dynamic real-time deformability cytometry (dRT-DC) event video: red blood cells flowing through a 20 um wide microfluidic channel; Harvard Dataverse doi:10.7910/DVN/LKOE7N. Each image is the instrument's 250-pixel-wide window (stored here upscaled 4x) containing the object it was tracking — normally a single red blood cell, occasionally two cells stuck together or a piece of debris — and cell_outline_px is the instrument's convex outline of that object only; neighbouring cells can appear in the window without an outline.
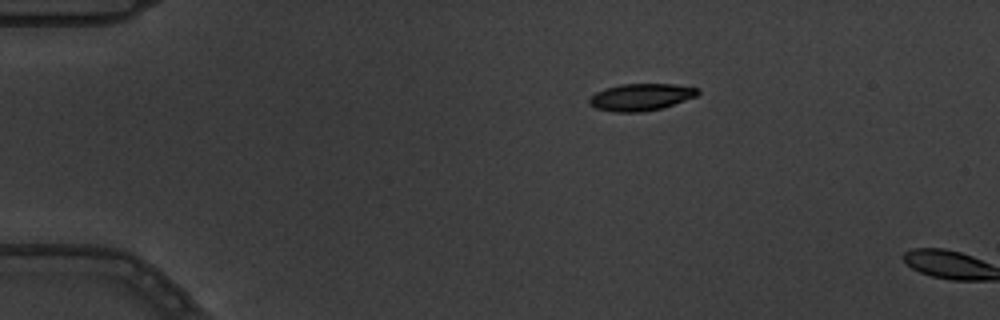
{"species": "common noctule bat (a hibernating species)", "species_latin": "Nyctalus noctula", "temperature_condition": "warm", "stored_images_in_passage": 2, "camera_frame_rate_fps": 3000, "um_per_image_px": 0.085, "animal": {"sex": "male", "body_mass_g": 19.5, "forearm_length_mm": 54.6}, "frame": {"image": 1, "passage_image": 1, "time_ms": 0.0, "image_size_px": [1000, 320], "cell_outline_px": [[700, 92], [696, 96], [664, 108], [644, 112], [612, 112], [596, 108], [588, 104], [588, 100], [596, 92], [604, 88], [620, 84], [676, 84], [700, 88]], "centroid_in_image_um": [54.49, 8.25], "position_along_channel_um": 30.5, "area_um2": 17.34}}